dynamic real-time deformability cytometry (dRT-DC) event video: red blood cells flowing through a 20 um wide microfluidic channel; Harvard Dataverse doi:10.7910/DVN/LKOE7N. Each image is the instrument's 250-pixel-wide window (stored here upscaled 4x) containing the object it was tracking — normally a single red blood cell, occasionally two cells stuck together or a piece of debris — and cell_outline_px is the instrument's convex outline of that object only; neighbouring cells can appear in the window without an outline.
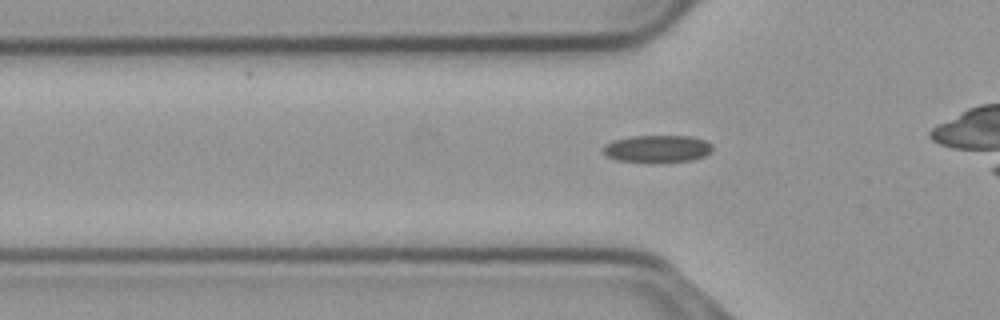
{"species": "common noctule bat (a hibernating species)", "species_latin": "Nyctalus noctula", "temperature_condition": "cold", "stored_images_in_passage": 38, "camera_frame_rate_fps": 3000, "um_per_image_px": 0.085, "animal": {"sex": "male", "body_mass_g": 23.1, "forearm_length_mm": 52.7}, "frame": {"image": 1, "passage_image": 12, "time_ms": 3.667, "image_size_px": [1000, 320], "cell_outline_px": [[712, 152], [704, 156], [692, 160], [652, 164], [616, 160], [608, 156], [600, 148], [604, 144], [612, 140], [632, 136], [692, 136], [704, 140], [712, 144]], "centroid_in_image_um": [55.85, 12.67], "position_along_channel_um": 70.0, "area_um2": 17.98}}
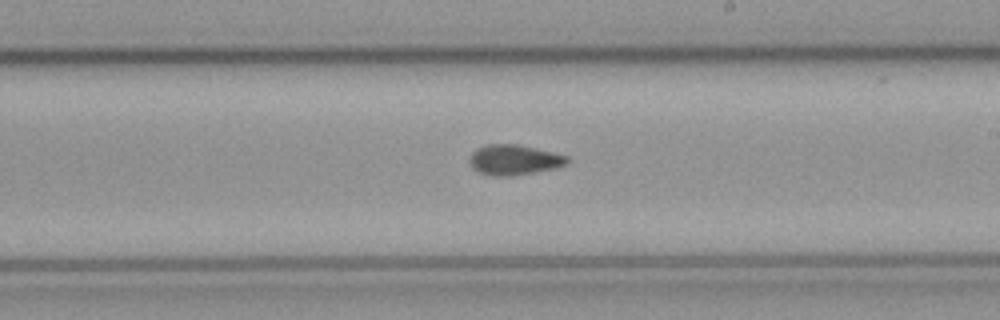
{"frame": {"image": 2, "passage_image": 26, "time_ms": 8.333, "image_size_px": [1000, 320], "cell_outline_px": [[568, 164], [552, 168], [508, 176], [492, 176], [480, 172], [472, 168], [468, 160], [472, 152], [476, 148], [488, 144], [516, 144], [552, 152], [568, 156]], "centroid_in_image_um": [43.64, 13.57], "position_along_channel_um": 245.4, "area_um2": 16.94}}
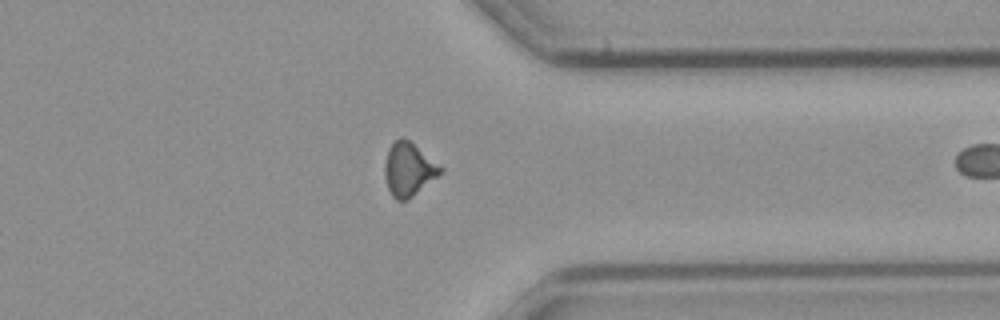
{"frame": {"image": 3, "passage_image": 37, "time_ms": 12.0, "image_size_px": [1000, 320], "cell_outline_px": [[444, 172], [408, 200], [396, 200], [392, 196], [388, 188], [384, 176], [384, 164], [388, 148], [400, 136], [404, 136], [444, 168]], "centroid_in_image_um": [34.74, 14.39], "position_along_channel_um": 376.7, "area_um2": 17.57}}